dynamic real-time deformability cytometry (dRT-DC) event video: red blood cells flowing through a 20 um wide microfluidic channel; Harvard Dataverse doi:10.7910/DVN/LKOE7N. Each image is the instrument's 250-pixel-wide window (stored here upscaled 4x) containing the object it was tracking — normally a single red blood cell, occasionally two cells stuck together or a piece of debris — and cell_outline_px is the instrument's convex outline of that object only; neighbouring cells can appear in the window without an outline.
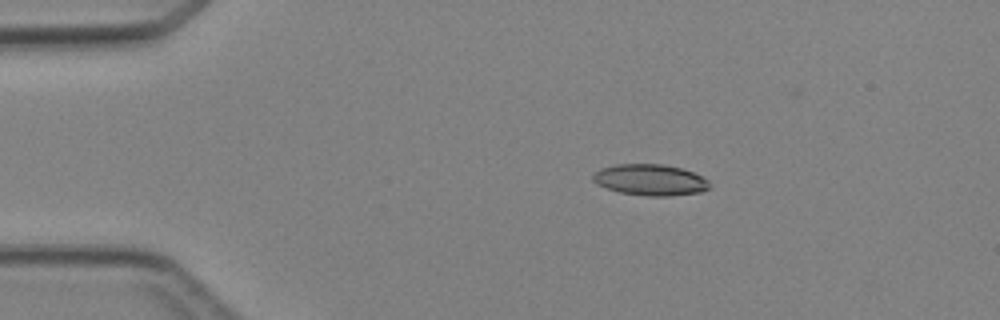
{"species": "Egyptian fruit bat (a non-hibernating species)", "species_latin": "Rousettus aegyptiacus", "temperature_condition": "cold", "stored_images_in_passage": 3, "camera_frame_rate_fps": 3000, "um_per_image_px": 0.085, "animal": {"sex": "female"}, "frame": {"image": 1, "passage_image": 3, "time_ms": 2.667, "image_size_px": [1000, 320], "cell_outline_px": [[708, 188], [700, 192], [668, 196], [648, 196], [620, 192], [596, 184], [592, 180], [592, 176], [600, 168], [616, 164], [664, 164], [680, 168], [692, 172], [708, 180]], "centroid_in_image_um": [55.23, 15.28], "position_along_channel_um": 29.8, "area_um2": 20.98}}